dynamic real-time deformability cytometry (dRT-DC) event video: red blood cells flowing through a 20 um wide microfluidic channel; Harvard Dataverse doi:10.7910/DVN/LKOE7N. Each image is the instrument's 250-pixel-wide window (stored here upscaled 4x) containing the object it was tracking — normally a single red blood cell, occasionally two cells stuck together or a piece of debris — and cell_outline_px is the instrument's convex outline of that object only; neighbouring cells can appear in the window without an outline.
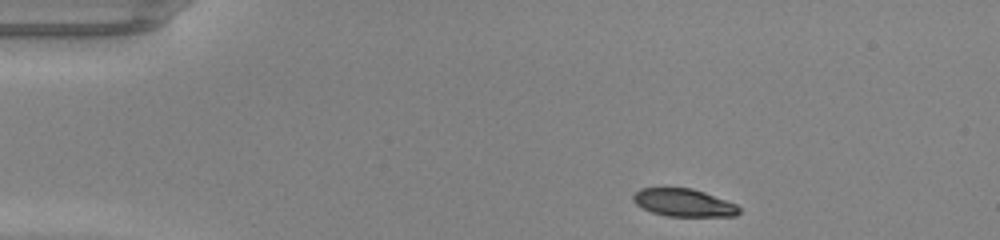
{"species": "common noctule bat (a hibernating species)", "species_latin": "Nyctalus noctula", "temperature_condition": "warm", "stored_images_in_passage": 41, "camera_frame_rate_fps": 3000, "um_per_image_px": 0.085, "animal": {"sex": "male", "body_mass_g": 20.0, "forearm_length_mm": 53.3}, "frame": {"image": 1, "passage_image": 1, "time_ms": 0.0, "image_size_px": [1000, 240], "cell_outline_px": [[740, 212], [736, 216], [668, 216], [652, 212], [636, 204], [632, 200], [632, 196], [640, 188], [692, 188], [704, 192], [736, 204], [740, 208]], "centroid_in_image_um": [58.12, 17.23], "position_along_channel_um": 26.9, "area_um2": 16.99}}
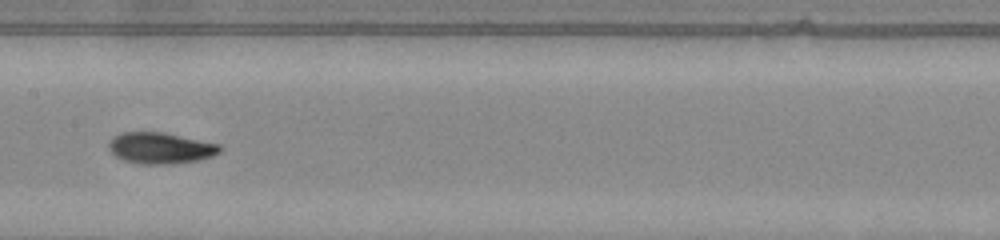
{"frame": {"image": 2, "passage_image": 18, "time_ms": 5.667, "image_size_px": [1000, 240], "cell_outline_px": [[220, 152], [212, 156], [200, 160], [172, 164], [140, 164], [124, 160], [116, 156], [108, 148], [108, 144], [112, 136], [120, 132], [164, 132], [220, 144]], "centroid_in_image_um": [13.62, 12.58], "position_along_channel_um": 193.8, "area_um2": 20.35}}
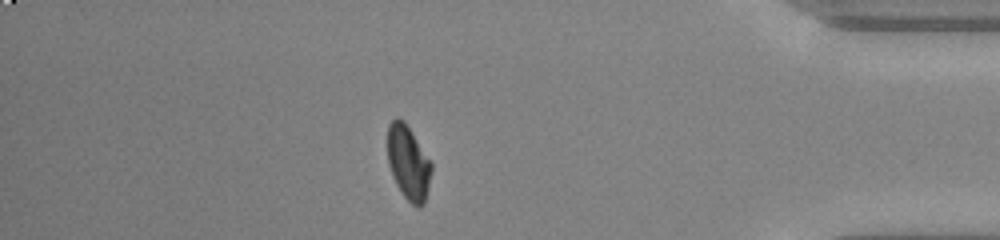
{"frame": {"image": 3, "passage_image": 35, "time_ms": 11.333, "image_size_px": [1000, 240], "cell_outline_px": [[432, 168], [428, 188], [424, 204], [420, 208], [416, 208], [404, 196], [396, 184], [392, 176], [388, 164], [388, 124], [396, 116], [404, 120], [412, 132], [432, 164]], "centroid_in_image_um": [34.7, 13.83], "position_along_channel_um": 400.5, "area_um2": 18.96}, "authors_computed_cell_mechanics": {"area_um2": 19.363, "velocity_mm_per_s": 4.2821, "shape_relaxation_time_tau1_ms": 2.7932, "shape_relaxation_time_tau2_ms": 1.1325, "deformation_change_tau1": 0.1706, "deformation_change_tau2": 0.0514}}